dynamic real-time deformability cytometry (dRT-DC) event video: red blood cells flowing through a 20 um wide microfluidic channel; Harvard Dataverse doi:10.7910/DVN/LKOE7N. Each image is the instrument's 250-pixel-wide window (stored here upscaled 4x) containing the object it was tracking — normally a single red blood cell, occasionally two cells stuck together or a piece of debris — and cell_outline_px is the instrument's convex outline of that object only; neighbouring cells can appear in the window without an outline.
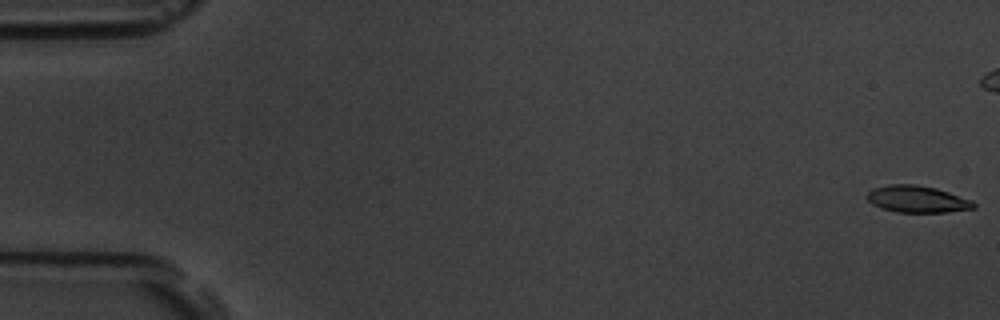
{"species": "common noctule bat (a hibernating species)", "species_latin": "Nyctalus noctula", "temperature_condition": "room temperature", "stored_images_in_passage": 12, "camera_frame_rate_fps": 3000, "um_per_image_px": 0.085, "animal": {"sex": "male", "body_mass_g": 19.5, "forearm_length_mm": 54.6}, "frame": {"image": 1, "passage_image": 1, "time_ms": 0.0, "image_size_px": [1000, 320], "cell_outline_px": [[976, 208], [948, 212], [896, 212], [872, 204], [864, 196], [872, 188], [888, 184], [916, 184], [936, 188], [972, 200], [976, 204]], "centroid_in_image_um": [77.95, 16.92], "position_along_channel_um": 7.0, "area_um2": 16.76}}
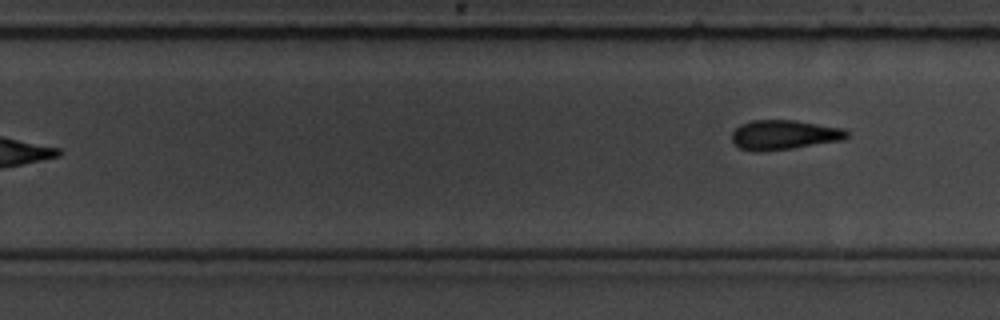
{"frame": {"image": 2, "passage_image": 12, "time_ms": 13.0, "image_size_px": [1000, 320], "cell_outline_px": [[848, 136], [844, 140], [792, 148], [764, 152], [752, 152], [740, 148], [732, 140], [732, 132], [740, 124], [752, 120], [796, 120], [844, 128], [848, 132]], "centroid_in_image_um": [66.64, 11.46], "position_along_channel_um": 263.2, "area_um2": 20.06}}